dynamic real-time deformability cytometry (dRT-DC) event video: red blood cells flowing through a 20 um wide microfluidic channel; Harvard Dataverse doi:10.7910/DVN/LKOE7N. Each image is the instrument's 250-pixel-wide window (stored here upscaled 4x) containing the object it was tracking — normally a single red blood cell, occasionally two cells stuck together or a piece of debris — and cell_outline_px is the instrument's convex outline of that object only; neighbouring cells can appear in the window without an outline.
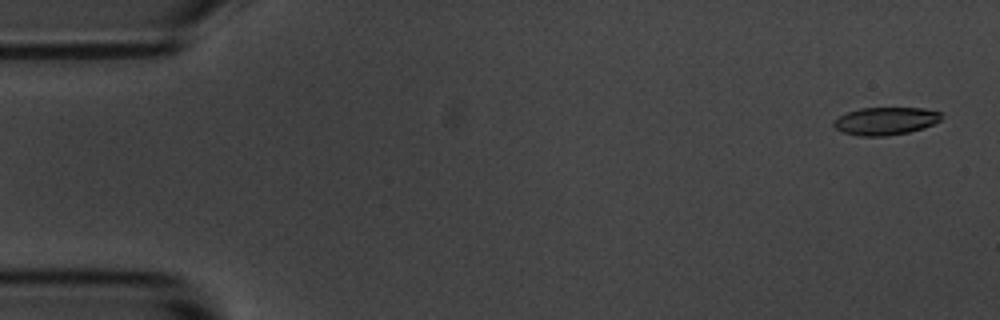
{"species": "common noctule bat (a hibernating species)", "species_latin": "Nyctalus noctula", "temperature_condition": "room temperature", "stored_images_in_passage": 5, "camera_frame_rate_fps": 3000, "um_per_image_px": 0.085, "animal": {"sex": "male", "body_mass_g": 20.1, "forearm_length_mm": 53.5}, "frame": {"image": 1, "passage_image": 1, "time_ms": 0.0, "image_size_px": [1000, 320], "cell_outline_px": [[940, 120], [924, 128], [908, 132], [888, 136], [860, 136], [840, 132], [832, 124], [832, 120], [848, 112], [860, 108], [924, 108], [940, 112]], "centroid_in_image_um": [75.22, 10.29], "position_along_channel_um": 9.8, "area_um2": 17.4}}